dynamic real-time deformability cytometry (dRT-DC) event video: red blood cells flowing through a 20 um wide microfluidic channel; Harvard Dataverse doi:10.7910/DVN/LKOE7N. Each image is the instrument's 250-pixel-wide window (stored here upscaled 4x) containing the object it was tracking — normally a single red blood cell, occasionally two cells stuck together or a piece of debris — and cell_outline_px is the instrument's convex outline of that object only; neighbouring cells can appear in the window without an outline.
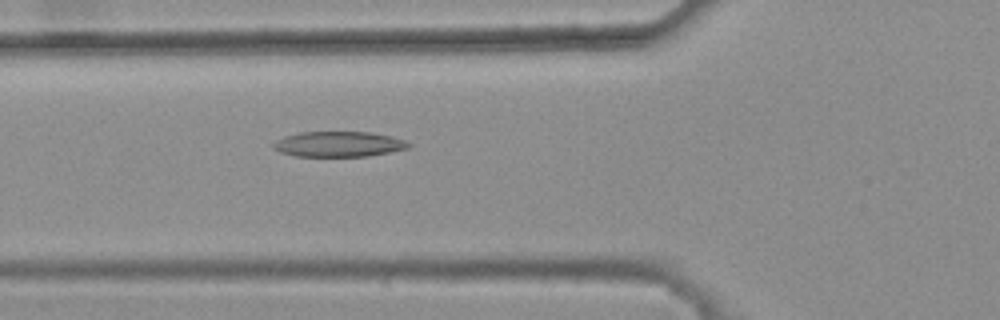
{"species": "common noctule bat (a hibernating species)", "species_latin": "Nyctalus noctula", "temperature_condition": "warm", "stored_images_in_passage": 35, "camera_frame_rate_fps": 3000, "um_per_image_px": 0.085, "animal": {"sex": "female", "body_mass_g": 25.1}, "frame": {"image": 1, "passage_image": 4, "time_ms": 1.0, "image_size_px": [1000, 320], "cell_outline_px": [[412, 144], [408, 148], [368, 156], [296, 156], [280, 152], [272, 148], [272, 144], [276, 140], [284, 136], [300, 132], [368, 132], [392, 136], [404, 140]], "centroid_in_image_um": [28.76, 12.25], "position_along_channel_um": 97.0, "area_um2": 19.94}}
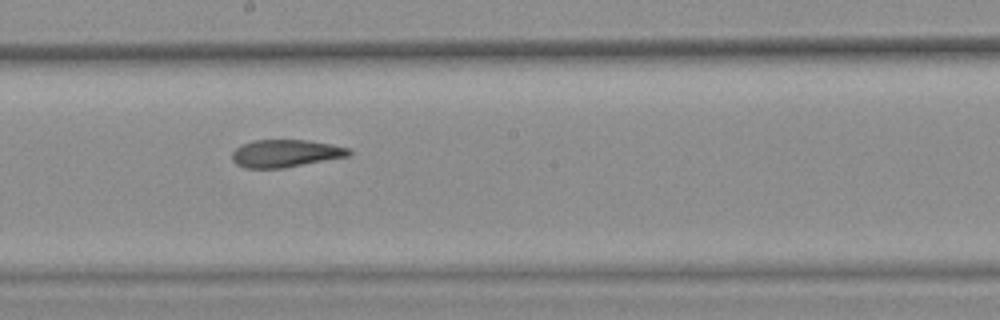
{"frame": {"image": 2, "passage_image": 14, "time_ms": 4.333, "image_size_px": [1000, 320], "cell_outline_px": [[352, 156], [284, 168], [244, 168], [236, 164], [232, 160], [232, 152], [240, 144], [252, 140], [304, 140], [332, 144], [352, 148]], "centroid_in_image_um": [24.3, 13.04], "position_along_channel_um": 223.9, "area_um2": 19.13}}
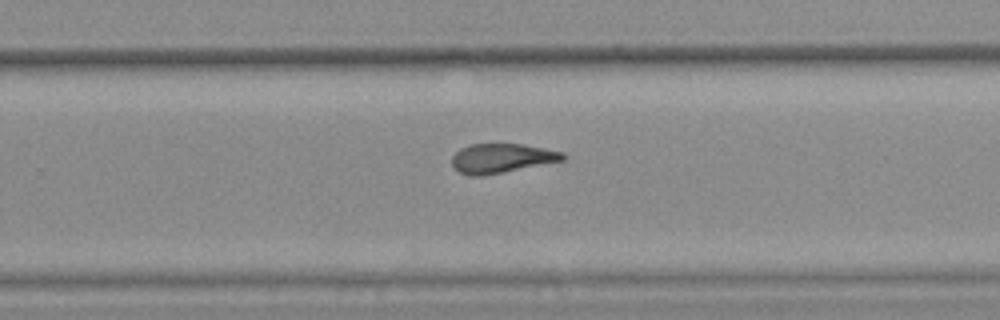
{"frame": {"image": 3, "passage_image": 19, "time_ms": 6.0, "image_size_px": [1000, 320], "cell_outline_px": [[564, 160], [504, 172], [480, 176], [472, 176], [460, 172], [452, 168], [452, 156], [460, 148], [472, 144], [524, 144], [564, 152]], "centroid_in_image_um": [42.61, 13.45], "position_along_channel_um": 287.2, "area_um2": 18.9}, "authors_computed_cell_mechanics": {"area_um2": 19.8254, "velocity_mm_per_s": 3.8019, "shape_relaxation_time_tau1_ms": null, "shape_relaxation_time_tau2_ms": 4.4439, "deformation_change_tau1": null, "deformation_change_tau2": 0.1364}}